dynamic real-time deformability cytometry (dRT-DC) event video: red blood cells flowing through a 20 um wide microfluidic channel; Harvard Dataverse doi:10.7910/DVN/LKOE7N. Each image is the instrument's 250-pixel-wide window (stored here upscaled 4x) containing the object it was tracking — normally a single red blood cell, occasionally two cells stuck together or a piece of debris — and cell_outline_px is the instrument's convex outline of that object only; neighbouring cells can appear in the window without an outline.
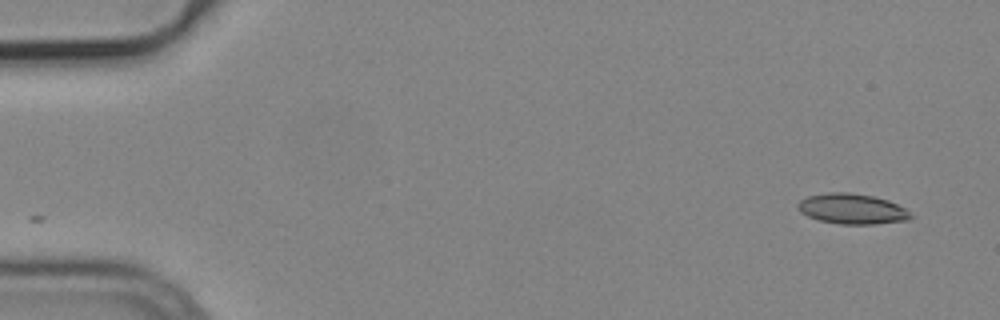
{"species": "common noctule bat (a hibernating species)", "species_latin": "Nyctalus noctula", "temperature_condition": "cold", "stored_images_in_passage": 52, "camera_frame_rate_fps": 3000, "um_per_image_px": 0.085, "animal": {"sex": "male", "body_mass_g": 19.2, "forearm_length_mm": 51.8}, "frame": {"image": 1, "passage_image": 1, "time_ms": 0.0, "image_size_px": [1000, 320], "cell_outline_px": [[912, 216], [908, 220], [872, 224], [840, 224], [820, 220], [808, 216], [800, 212], [796, 204], [800, 200], [808, 196], [828, 192], [848, 192], [872, 196], [888, 200], [904, 208]], "centroid_in_image_um": [72.39, 17.75], "position_along_channel_um": 12.6, "area_um2": 19.77}}
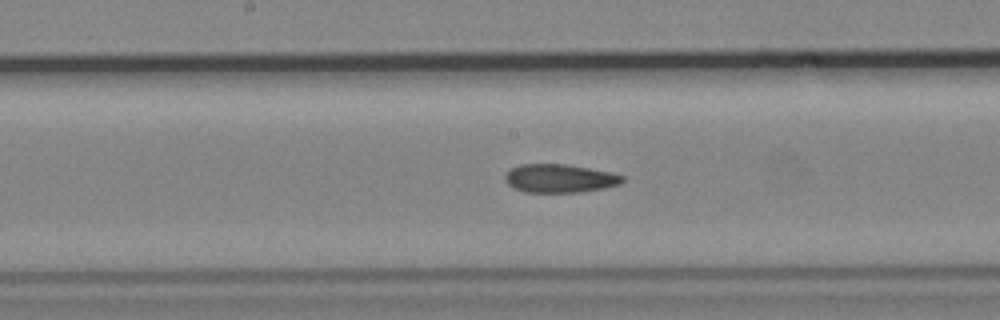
{"frame": {"image": 2, "passage_image": 26, "time_ms": 8.333, "image_size_px": [1000, 320], "cell_outline_px": [[624, 180], [620, 184], [604, 188], [580, 192], [524, 192], [512, 188], [504, 180], [504, 176], [512, 168], [520, 164], [564, 164], [612, 172], [624, 176]], "centroid_in_image_um": [47.56, 15.17], "position_along_channel_um": 200.6, "area_um2": 19.48}}
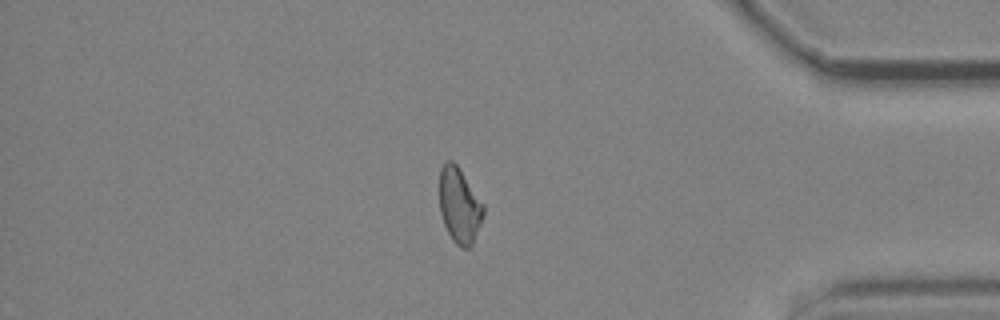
{"frame": {"image": 3, "passage_image": 44, "time_ms": 14.333, "image_size_px": [1000, 320], "cell_outline_px": [[484, 212], [480, 224], [472, 244], [468, 248], [460, 248], [452, 240], [444, 224], [440, 212], [440, 168], [448, 160], [452, 160], [456, 164], [484, 204]], "centroid_in_image_um": [39.05, 17.47], "position_along_channel_um": 396.2, "area_um2": 19.07}, "authors_computed_cell_mechanics": {"area_um2": 19.8543, "velocity_mm_per_s": 3.7673, "shape_relaxation_time_tau1_ms": null, "shape_relaxation_time_tau2_ms": 4.7577, "deformation_change_tau1": null, "deformation_change_tau2": 0.1309}}